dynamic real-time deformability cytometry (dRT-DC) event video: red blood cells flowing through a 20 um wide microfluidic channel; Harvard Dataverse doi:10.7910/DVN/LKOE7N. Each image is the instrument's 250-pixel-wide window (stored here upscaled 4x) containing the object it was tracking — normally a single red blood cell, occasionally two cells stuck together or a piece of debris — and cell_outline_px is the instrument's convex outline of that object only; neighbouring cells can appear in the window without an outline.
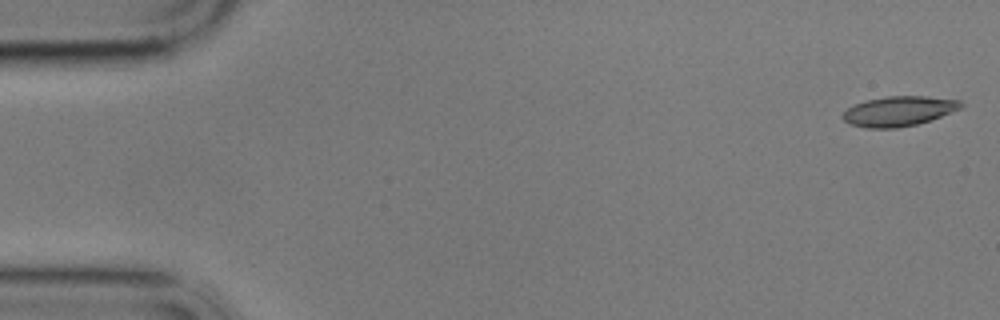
{"species": "common noctule bat (a hibernating species)", "species_latin": "Nyctalus noctula", "temperature_condition": "cold", "stored_images_in_passage": 14, "camera_frame_rate_fps": 3000, "um_per_image_px": 0.085, "animal": {"sex": "male", "body_mass_g": 17.9}, "frame": {"image": 1, "passage_image": 1, "time_ms": 0.0, "image_size_px": [1000, 320], "cell_outline_px": [[964, 104], [960, 108], [940, 116], [916, 124], [896, 128], [864, 128], [852, 124], [844, 120], [840, 116], [852, 104], [864, 100], [888, 96], [928, 96], [960, 100]], "centroid_in_image_um": [76.35, 9.43], "position_along_channel_um": 8.7, "area_um2": 20.52}}
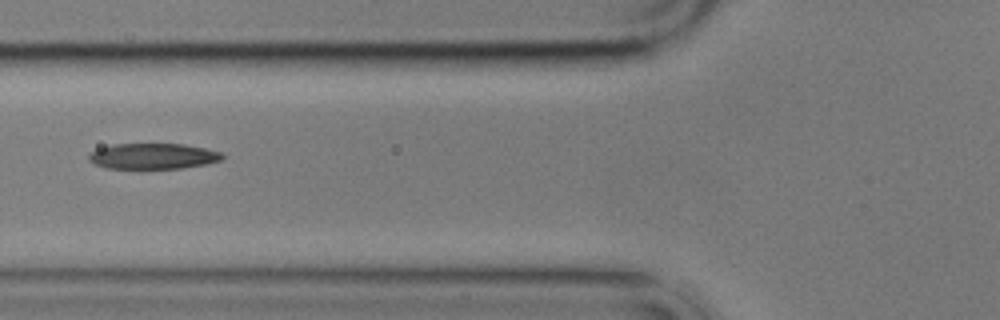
{"frame": {"image": 2, "passage_image": 6, "time_ms": 6.667, "image_size_px": [1000, 320], "cell_outline_px": [[224, 156], [220, 160], [208, 164], [184, 168], [140, 172], [104, 168], [92, 164], [88, 160], [88, 156], [96, 148], [112, 144], [184, 144], [204, 148], [220, 152]], "centroid_in_image_um": [12.91, 13.34], "position_along_channel_um": 112.9, "area_um2": 21.27}}
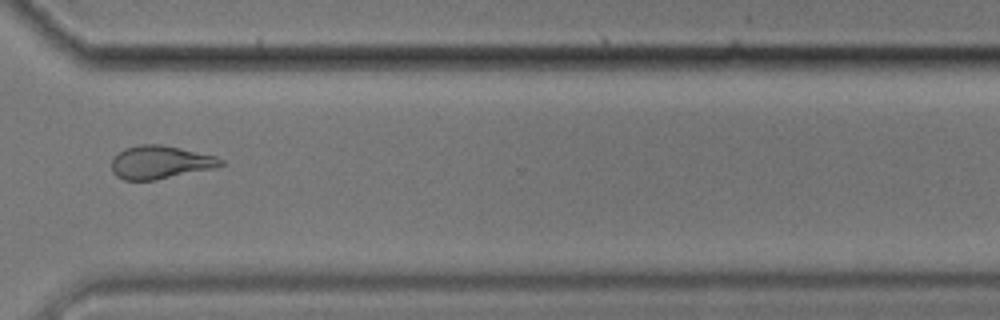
{"frame": {"image": 3, "passage_image": 12, "time_ms": 13.667, "image_size_px": [1000, 320], "cell_outline_px": [[224, 164], [216, 168], [156, 180], [124, 180], [116, 176], [112, 172], [112, 160], [124, 148], [140, 144], [160, 144], [180, 148], [216, 156], [224, 160]], "centroid_in_image_um": [13.64, 13.8], "position_along_channel_um": 357.0, "area_um2": 21.15}, "authors_computed_cell_mechanics": {"area_um2": 20.9525, "velocity_mm_per_s": 3.4925, "shape_relaxation_time_tau1_ms": null, "shape_relaxation_time_tau2_ms": 4.0685, "deformation_change_tau1": null, "deformation_change_tau2": 0.1301}}